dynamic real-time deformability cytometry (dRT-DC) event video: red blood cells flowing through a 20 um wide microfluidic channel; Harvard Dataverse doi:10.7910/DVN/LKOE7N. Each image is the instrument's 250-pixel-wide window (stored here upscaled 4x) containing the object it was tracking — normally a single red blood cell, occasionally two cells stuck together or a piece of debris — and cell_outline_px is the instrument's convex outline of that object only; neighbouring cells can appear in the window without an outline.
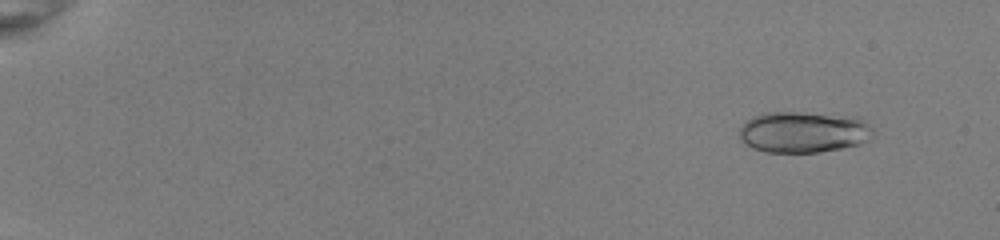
{"species": "common noctule bat (a hibernating species)", "species_latin": "Nyctalus noctula", "temperature_condition": "room temperature", "stored_images_in_passage": 53, "camera_frame_rate_fps": 3000, "um_per_image_px": 0.085, "animal": {"sex": "female", "body_mass_g": 22.0, "forearm_length_mm": 56.7}, "frame": {"image": 1, "passage_image": 6, "time_ms": 1.667, "image_size_px": [1000, 240], "cell_outline_px": [[872, 136], [860, 144], [840, 148], [816, 152], [764, 152], [752, 148], [744, 144], [740, 140], [740, 128], [752, 116], [768, 112], [796, 112], [856, 116], [864, 120], [872, 128]], "centroid_in_image_um": [68.28, 11.22], "position_along_channel_um": 16.7, "area_um2": 32.08}}
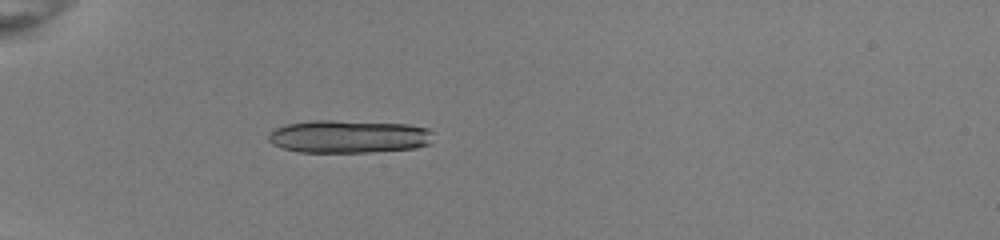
{"frame": {"image": 2, "passage_image": 19, "time_ms": 6.0, "image_size_px": [1000, 240], "cell_outline_px": [[432, 132], [428, 144], [416, 148], [368, 152], [296, 152], [272, 144], [268, 140], [268, 132], [284, 124], [312, 120], [332, 120], [408, 124], [428, 128]], "centroid_in_image_um": [29.59, 11.6], "position_along_channel_um": 55.4, "area_um2": 31.73}, "authors_computed_cell_mechanics": {"area_um2": 29.7092, "velocity_mm_per_s": 4.02, "shape_relaxation_time_tau1_ms": 1.1332, "shape_relaxation_time_tau2_ms": 6.0148, "deformation_change_tau1": 0.275, "deformation_change_tau2": 0.124}}